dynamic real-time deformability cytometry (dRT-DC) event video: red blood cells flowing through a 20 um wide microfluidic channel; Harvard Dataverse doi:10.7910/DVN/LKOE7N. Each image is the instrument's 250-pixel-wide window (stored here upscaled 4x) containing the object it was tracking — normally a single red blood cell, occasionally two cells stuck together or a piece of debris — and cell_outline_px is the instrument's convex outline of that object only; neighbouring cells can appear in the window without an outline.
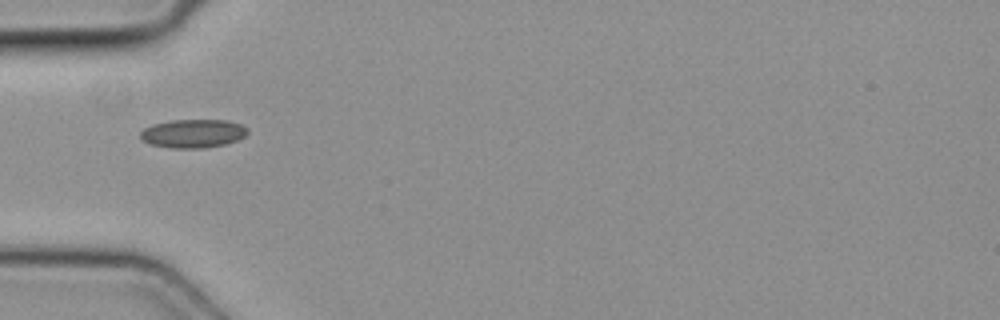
{"species": "common noctule bat (a hibernating species)", "species_latin": "Nyctalus noctula", "temperature_condition": "cold", "stored_images_in_passage": 2, "camera_frame_rate_fps": 3000, "um_per_image_px": 0.085, "animal": {"sex": "female", "body_mass_g": 19.3, "forearm_length_mm": 54.1}, "frame": {"image": 1, "passage_image": 1, "time_ms": 0.0, "image_size_px": [1000, 320], "cell_outline_px": [[248, 132], [244, 136], [236, 140], [224, 144], [204, 148], [172, 148], [152, 144], [144, 140], [140, 136], [140, 132], [144, 128], [152, 124], [172, 120], [228, 120], [240, 124], [248, 128]], "centroid_in_image_um": [16.41, 11.34], "position_along_channel_um": 68.6, "area_um2": 17.69}}
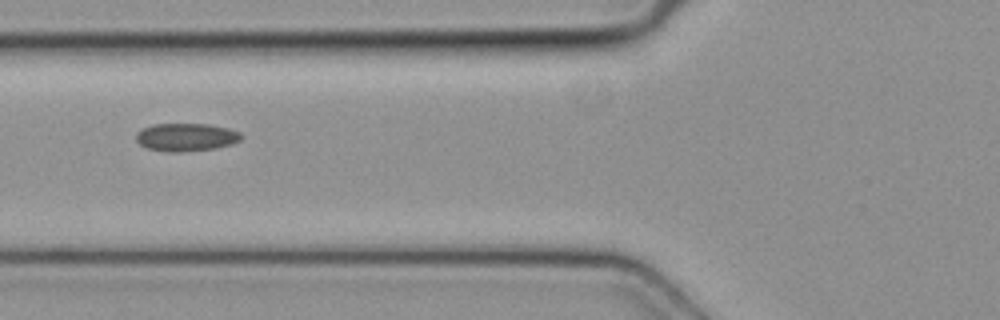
{"frame": {"image": 2, "passage_image": 2, "time_ms": 0.333, "image_size_px": [1000, 320], "cell_outline_px": [[244, 136], [240, 140], [232, 144], [216, 148], [180, 152], [168, 152], [148, 148], [140, 144], [136, 140], [136, 132], [140, 128], [152, 124], [208, 124], [228, 128], [240, 132]], "centroid_in_image_um": [15.81, 11.65], "position_along_channel_um": 110.0, "area_um2": 17.28}}